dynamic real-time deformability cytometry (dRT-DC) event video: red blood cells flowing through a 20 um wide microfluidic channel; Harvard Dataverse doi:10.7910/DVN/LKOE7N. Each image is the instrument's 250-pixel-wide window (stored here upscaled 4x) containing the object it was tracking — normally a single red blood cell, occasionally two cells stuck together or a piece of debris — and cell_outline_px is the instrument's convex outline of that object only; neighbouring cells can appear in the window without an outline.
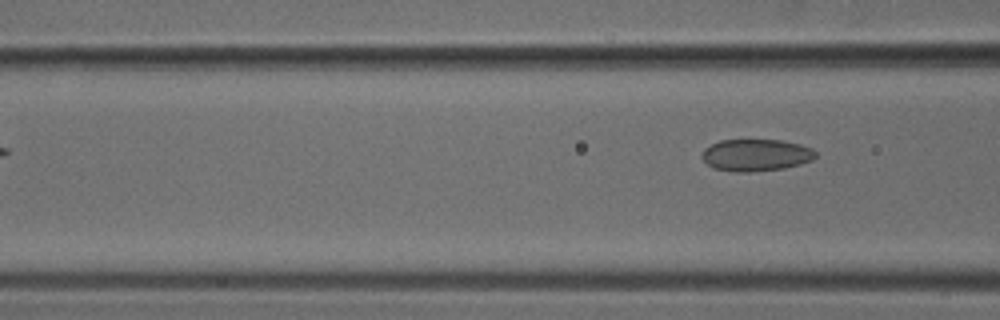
{"species": "common noctule bat (a hibernating species)", "species_latin": "Nyctalus noctula", "temperature_condition": "cold", "stored_images_in_passage": 4, "camera_frame_rate_fps": 3000, "um_per_image_px": 0.085, "animal": {"sex": "male", "body_mass_g": 18.8}, "frame": {"image": 1, "passage_image": 4, "time_ms": 1.0, "image_size_px": [1000, 320], "cell_outline_px": [[816, 156], [812, 160], [800, 164], [784, 168], [748, 172], [736, 172], [712, 168], [700, 156], [704, 148], [720, 140], [780, 140], [800, 144], [812, 148], [816, 152]], "centroid_in_image_um": [64.24, 13.18], "position_along_channel_um": 102.4, "area_um2": 21.21}}